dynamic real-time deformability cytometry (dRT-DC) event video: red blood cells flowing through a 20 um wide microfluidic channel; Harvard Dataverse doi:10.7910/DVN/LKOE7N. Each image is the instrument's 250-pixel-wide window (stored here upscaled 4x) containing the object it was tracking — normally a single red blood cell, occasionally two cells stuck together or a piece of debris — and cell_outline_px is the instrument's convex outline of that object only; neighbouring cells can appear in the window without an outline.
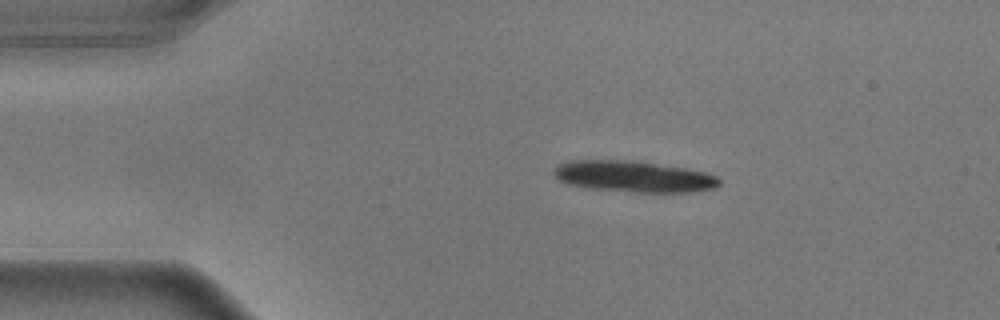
{"species": "common noctule bat (a hibernating species)", "species_latin": "Nyctalus noctula", "temperature_condition": "warm", "stored_images_in_passage": 37, "camera_frame_rate_fps": 3000, "um_per_image_px": 0.085, "animal": {"sex": "male", "body_mass_g": 17.9}, "frame": {"image": 1, "passage_image": 9, "time_ms": 2.667, "image_size_px": [1000, 320], "cell_outline_px": [[720, 184], [712, 188], [688, 192], [636, 192], [584, 188], [568, 184], [556, 180], [552, 172], [560, 164], [572, 160], [624, 160], [656, 164], [684, 168], [708, 172], [720, 176]], "centroid_in_image_um": [53.84, 15.01], "position_along_channel_um": 31.2, "area_um2": 30.11}}
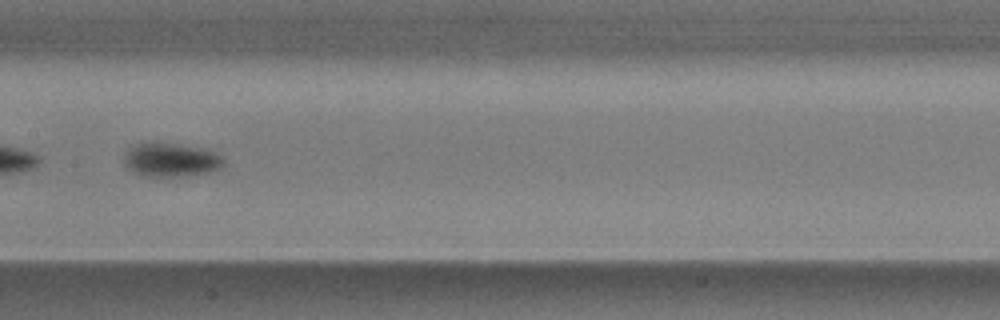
{"frame": {"image": 2, "passage_image": 27, "time_ms": 8.667, "image_size_px": [1000, 320], "cell_outline_px": [[224, 164], [220, 168], [208, 172], [180, 176], [148, 176], [136, 172], [128, 168], [124, 164], [124, 156], [128, 148], [136, 144], [172, 144], [208, 148], [224, 156]], "centroid_in_image_um": [14.59, 13.59], "position_along_channel_um": 192.8, "area_um2": 19.31}}